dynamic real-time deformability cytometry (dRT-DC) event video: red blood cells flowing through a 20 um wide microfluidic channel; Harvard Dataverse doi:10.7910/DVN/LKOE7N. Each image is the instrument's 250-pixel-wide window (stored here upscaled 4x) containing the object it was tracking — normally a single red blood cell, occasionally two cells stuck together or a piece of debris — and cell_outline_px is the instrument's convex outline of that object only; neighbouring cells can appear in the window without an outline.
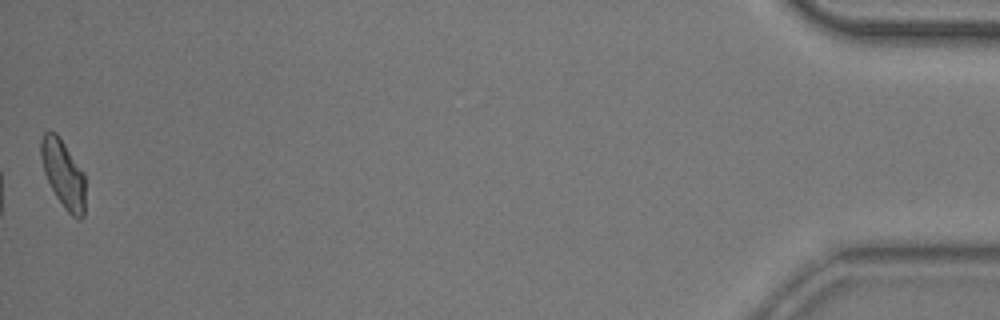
{"species": "common noctule bat (a hibernating species)", "species_latin": "Nyctalus noctula", "temperature_condition": "room temperature", "stored_images_in_passage": 52, "camera_frame_rate_fps": 3000, "um_per_image_px": 0.085, "animal": {"sex": "male", "body_mass_g": 20.5, "forearm_length_mm": 52.5}, "frame": {"image": 1, "passage_image": 52, "time_ms": 17.0, "image_size_px": [1000, 320], "cell_outline_px": [[84, 216], [80, 220], [72, 216], [64, 208], [56, 196], [44, 172], [40, 156], [40, 140], [44, 132], [48, 128], [56, 132], [84, 172]], "centroid_in_image_um": [5.36, 14.74], "position_along_channel_um": 429.8, "area_um2": 17.57}, "authors_computed_cell_mechanics": {"area_um2": 18.4382, "velocity_mm_per_s": 3.7647, "shape_relaxation_time_tau1_ms": 3.9861, "shape_relaxation_time_tau2_ms": 5.7806, "deformation_change_tau1": 0.1336, "deformation_change_tau2": 0.0769}}